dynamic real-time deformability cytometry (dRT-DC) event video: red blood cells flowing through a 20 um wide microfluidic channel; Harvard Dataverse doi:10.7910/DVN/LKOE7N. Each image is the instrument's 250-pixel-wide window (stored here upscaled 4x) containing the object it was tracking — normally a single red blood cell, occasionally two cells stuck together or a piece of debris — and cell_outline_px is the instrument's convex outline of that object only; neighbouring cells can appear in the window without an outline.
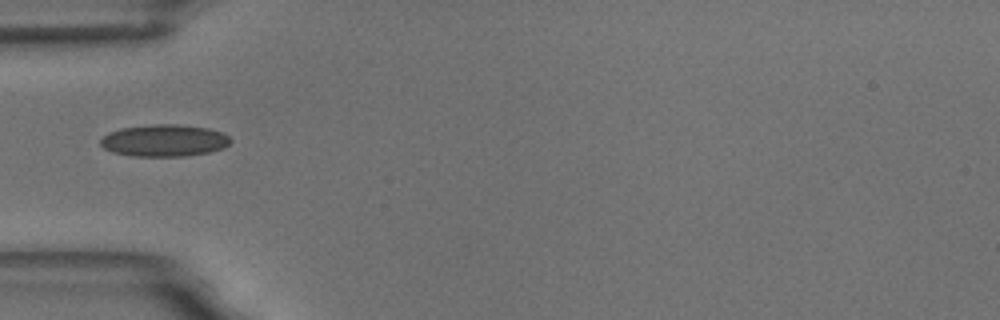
{"species": "common noctule bat (a hibernating species)", "species_latin": "Nyctalus noctula", "temperature_condition": "room temperature", "stored_images_in_passage": 3, "camera_frame_rate_fps": 3000, "um_per_image_px": 0.085, "animal": {"sex": "male", "body_mass_g": 18.8}, "frame": {"image": 1, "passage_image": 1, "time_ms": 0.0, "image_size_px": [1000, 320], "cell_outline_px": [[232, 140], [224, 148], [208, 152], [184, 156], [132, 156], [112, 152], [104, 148], [100, 144], [100, 140], [108, 132], [120, 128], [152, 124], [176, 124], [208, 128], [220, 132], [228, 136]], "centroid_in_image_um": [13.93, 11.94], "position_along_channel_um": 71.1, "area_um2": 24.22}}